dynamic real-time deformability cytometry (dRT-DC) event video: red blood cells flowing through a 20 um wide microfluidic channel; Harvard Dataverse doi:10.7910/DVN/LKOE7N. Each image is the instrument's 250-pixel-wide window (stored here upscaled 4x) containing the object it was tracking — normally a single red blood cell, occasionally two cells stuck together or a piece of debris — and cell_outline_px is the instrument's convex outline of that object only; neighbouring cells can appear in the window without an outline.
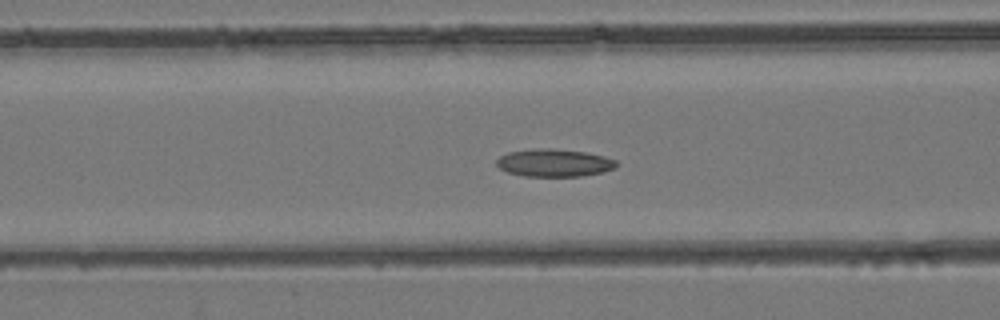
{"species": "common noctule bat (a hibernating species)", "species_latin": "Nyctalus noctula", "temperature_condition": "room temperature", "stored_images_in_passage": 35, "camera_frame_rate_fps": 3000, "um_per_image_px": 0.085, "animal": {"sex": "female", "body_mass_g": 24.6, "forearm_length_mm": 56.2}, "frame": {"image": 1, "passage_image": 6, "time_ms": 1.667, "image_size_px": [1000, 320], "cell_outline_px": [[616, 168], [604, 172], [580, 176], [524, 176], [508, 172], [500, 168], [496, 164], [496, 160], [500, 156], [508, 152], [532, 148], [552, 148], [588, 152], [604, 156], [616, 160]], "centroid_in_image_um": [47.11, 13.83], "position_along_channel_um": 119.5, "area_um2": 19.48}}
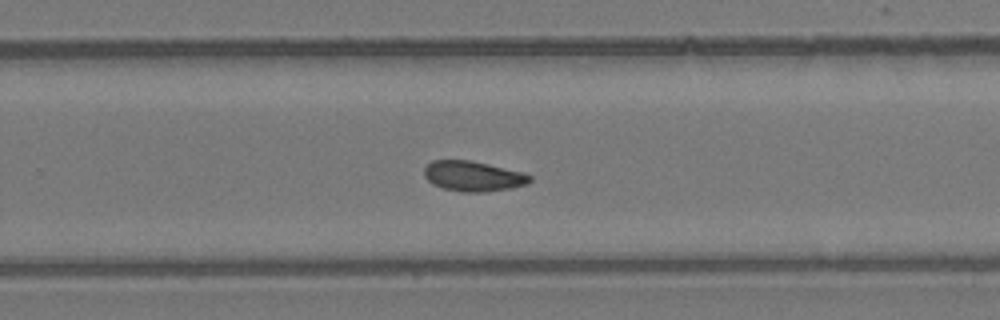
{"frame": {"image": 2, "passage_image": 18, "time_ms": 5.667, "image_size_px": [1000, 320], "cell_outline_px": [[532, 180], [524, 184], [512, 188], [480, 192], [464, 192], [444, 188], [432, 184], [424, 176], [424, 168], [432, 160], [472, 160], [520, 172], [532, 176]], "centroid_in_image_um": [40.18, 14.97], "position_along_channel_um": 289.6, "area_um2": 18.38}}
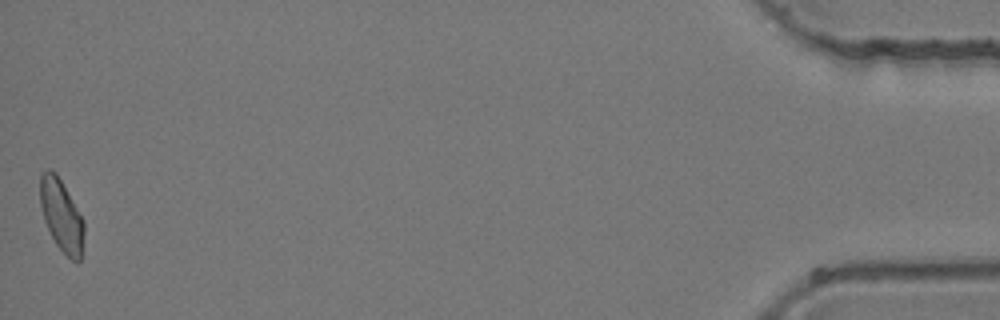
{"frame": {"image": 3, "passage_image": 35, "time_ms": 11.333, "image_size_px": [1000, 320], "cell_outline_px": [[84, 232], [80, 260], [76, 264], [56, 244], [44, 220], [40, 204], [40, 172], [48, 168], [56, 172], [84, 220]], "centroid_in_image_um": [5.22, 18.28], "position_along_channel_um": 430.0, "area_um2": 18.32}}